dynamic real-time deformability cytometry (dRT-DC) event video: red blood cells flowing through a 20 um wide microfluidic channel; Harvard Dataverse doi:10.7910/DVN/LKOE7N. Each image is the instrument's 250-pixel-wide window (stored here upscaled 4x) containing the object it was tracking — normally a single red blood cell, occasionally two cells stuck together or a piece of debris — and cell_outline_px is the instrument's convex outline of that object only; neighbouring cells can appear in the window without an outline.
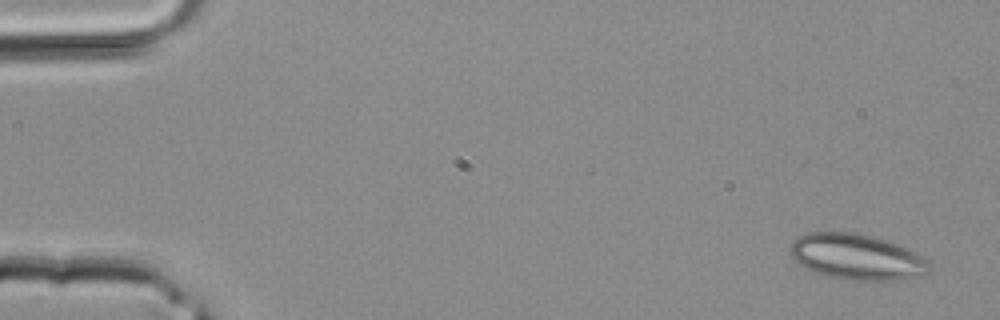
{"species": "common noctule bat (a hibernating species)", "species_latin": "Nyctalus noctula", "temperature_condition": "room temperature", "stored_images_in_passage": 4, "camera_frame_rate_fps": 3000, "um_per_image_px": 0.085, "animal": {"sex": "male", "body_mass_g": 20.4}, "frame": {"image": 1, "passage_image": 1, "time_ms": 0.0, "image_size_px": [1000, 320], "cell_outline_px": [[928, 272], [920, 276], [900, 280], [848, 280], [828, 276], [816, 272], [800, 264], [792, 256], [792, 244], [796, 236], [808, 232], [852, 232], [872, 236], [888, 240], [908, 248], [924, 256], [928, 260]], "centroid_in_image_um": [72.87, 21.83], "position_along_channel_um": 12.1, "area_um2": 36.99}}